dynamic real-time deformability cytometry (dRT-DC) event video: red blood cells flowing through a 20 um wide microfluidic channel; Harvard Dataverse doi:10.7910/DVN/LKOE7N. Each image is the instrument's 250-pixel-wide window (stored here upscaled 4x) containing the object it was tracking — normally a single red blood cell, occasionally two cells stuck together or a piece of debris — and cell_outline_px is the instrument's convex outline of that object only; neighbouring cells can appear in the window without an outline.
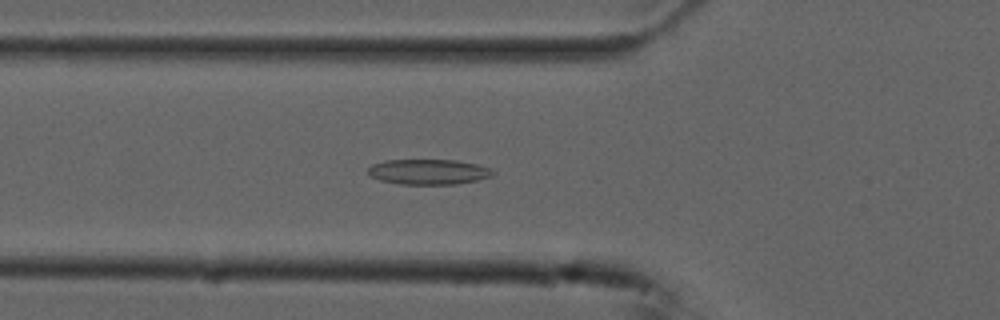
{"species": "common noctule bat (a hibernating species)", "species_latin": "Nyctalus noctula", "temperature_condition": "cold", "stored_images_in_passage": 39, "camera_frame_rate_fps": 3000, "um_per_image_px": 0.085, "animal": {"sex": "male", "forearm_length_mm": 52.5}, "frame": {"image": 1, "passage_image": 7, "time_ms": 2.0, "image_size_px": [1000, 320], "cell_outline_px": [[496, 172], [492, 176], [476, 180], [456, 184], [400, 184], [380, 180], [372, 176], [368, 172], [368, 168], [372, 164], [384, 160], [456, 160], [476, 164], [492, 168]], "centroid_in_image_um": [36.44, 14.6], "position_along_channel_um": 89.4, "area_um2": 18.38}}
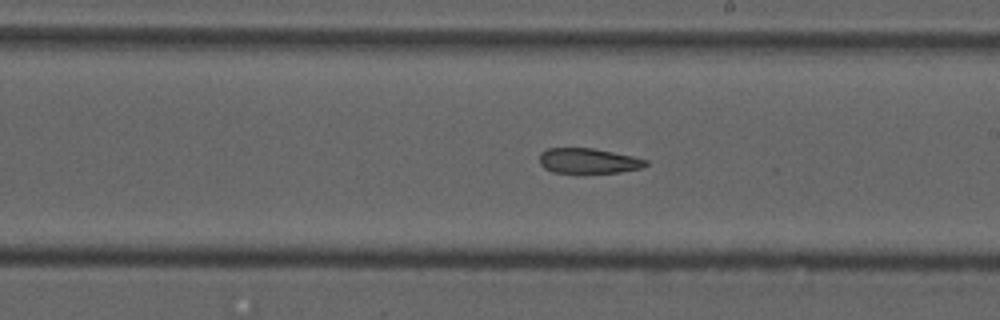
{"frame": {"image": 2, "passage_image": 19, "time_ms": 6.0, "image_size_px": [1000, 320], "cell_outline_px": [[648, 164], [640, 168], [620, 172], [584, 176], [580, 176], [552, 172], [544, 168], [540, 164], [540, 152], [548, 148], [592, 148], [632, 156], [648, 160]], "centroid_in_image_um": [49.97, 13.73], "position_along_channel_um": 239.0, "area_um2": 16.42}}
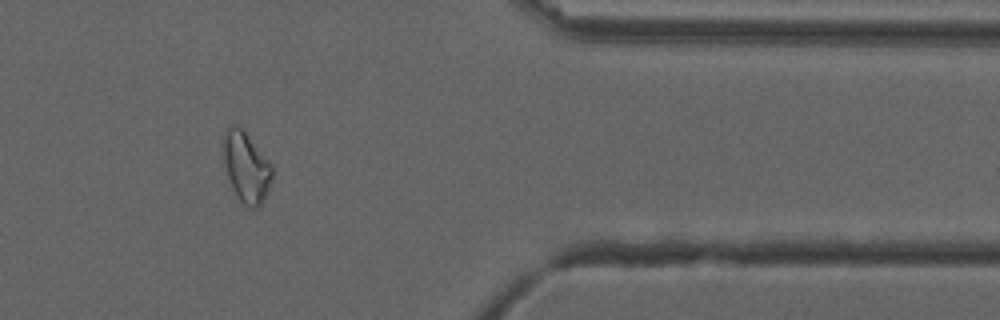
{"frame": {"image": 3, "passage_image": 33, "time_ms": 10.667, "image_size_px": [1000, 320], "cell_outline_px": [[272, 176], [264, 200], [256, 208], [248, 208], [236, 196], [232, 188], [228, 176], [224, 160], [224, 136], [228, 128], [244, 128], [272, 164]], "centroid_in_image_um": [20.96, 14.23], "position_along_channel_um": 390.4, "area_um2": 19.71}}